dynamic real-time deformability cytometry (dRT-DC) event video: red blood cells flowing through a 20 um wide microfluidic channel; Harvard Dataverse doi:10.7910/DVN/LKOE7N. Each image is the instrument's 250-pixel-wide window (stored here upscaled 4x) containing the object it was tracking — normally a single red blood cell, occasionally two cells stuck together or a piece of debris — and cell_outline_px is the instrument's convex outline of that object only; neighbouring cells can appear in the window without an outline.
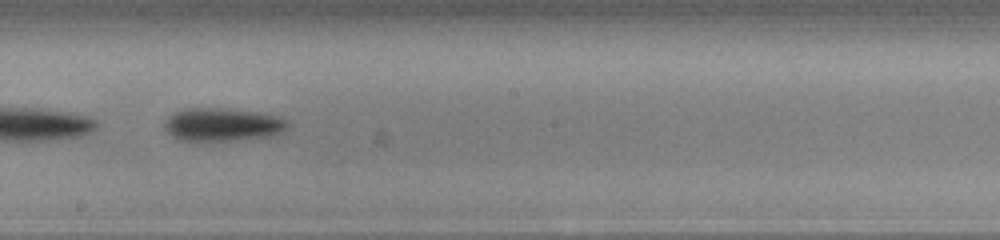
{"species": "common noctule bat (a hibernating species)", "species_latin": "Nyctalus noctula", "temperature_condition": "cold", "stored_images_in_passage": 52, "camera_frame_rate_fps": 3000, "um_per_image_px": 0.085, "animal": {"sex": "male", "body_mass_g": 13.0, "forearm_length_mm": 53.1}, "frame": {"image": 1, "passage_image": 30, "time_ms": 9.667, "image_size_px": [1000, 240], "cell_outline_px": [[288, 128], [272, 136], [240, 140], [200, 144], [176, 140], [164, 128], [164, 124], [168, 116], [184, 108], [224, 108], [264, 112], [280, 116], [288, 120]], "centroid_in_image_um": [18.9, 10.63], "position_along_channel_um": 229.3, "area_um2": 25.03}, "authors_computed_cell_mechanics": {"area_um2": 25.143, "velocity_mm_per_s": 3.8572, "shape_relaxation_time_tau1_ms": 5.1087, "shape_relaxation_time_tau2_ms": null, "deformation_change_tau1": 0.2173, "deformation_change_tau2": null}}